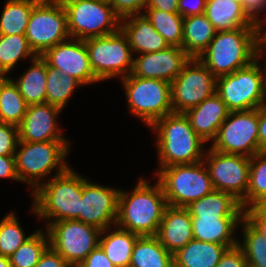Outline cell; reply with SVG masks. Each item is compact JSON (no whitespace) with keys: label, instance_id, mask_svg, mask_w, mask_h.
I'll return each mask as SVG.
<instances>
[{"label":"cell","instance_id":"38","mask_svg":"<svg viewBox=\"0 0 266 267\" xmlns=\"http://www.w3.org/2000/svg\"><path fill=\"white\" fill-rule=\"evenodd\" d=\"M266 197V152L250 158L249 186L245 196V209L257 205Z\"/></svg>","mask_w":266,"mask_h":267},{"label":"cell","instance_id":"1","mask_svg":"<svg viewBox=\"0 0 266 267\" xmlns=\"http://www.w3.org/2000/svg\"><path fill=\"white\" fill-rule=\"evenodd\" d=\"M137 182L132 194L119 192L116 226L139 236H156L168 206L162 186L142 178Z\"/></svg>","mask_w":266,"mask_h":267},{"label":"cell","instance_id":"47","mask_svg":"<svg viewBox=\"0 0 266 267\" xmlns=\"http://www.w3.org/2000/svg\"><path fill=\"white\" fill-rule=\"evenodd\" d=\"M69 263L49 246L34 267H68Z\"/></svg>","mask_w":266,"mask_h":267},{"label":"cell","instance_id":"31","mask_svg":"<svg viewBox=\"0 0 266 267\" xmlns=\"http://www.w3.org/2000/svg\"><path fill=\"white\" fill-rule=\"evenodd\" d=\"M40 0H8L0 18V35L25 34L32 8Z\"/></svg>","mask_w":266,"mask_h":267},{"label":"cell","instance_id":"4","mask_svg":"<svg viewBox=\"0 0 266 267\" xmlns=\"http://www.w3.org/2000/svg\"><path fill=\"white\" fill-rule=\"evenodd\" d=\"M52 178L33 191V212L39 218L51 219L49 222L75 220L80 215L82 185L86 178L70 167Z\"/></svg>","mask_w":266,"mask_h":267},{"label":"cell","instance_id":"19","mask_svg":"<svg viewBox=\"0 0 266 267\" xmlns=\"http://www.w3.org/2000/svg\"><path fill=\"white\" fill-rule=\"evenodd\" d=\"M61 110L49 103L28 105L23 120L18 126L19 141H66L56 122Z\"/></svg>","mask_w":266,"mask_h":267},{"label":"cell","instance_id":"40","mask_svg":"<svg viewBox=\"0 0 266 267\" xmlns=\"http://www.w3.org/2000/svg\"><path fill=\"white\" fill-rule=\"evenodd\" d=\"M18 141V126L0 122V155L15 156Z\"/></svg>","mask_w":266,"mask_h":267},{"label":"cell","instance_id":"15","mask_svg":"<svg viewBox=\"0 0 266 267\" xmlns=\"http://www.w3.org/2000/svg\"><path fill=\"white\" fill-rule=\"evenodd\" d=\"M203 162L215 190L224 191L237 199L245 210V196L249 186L250 158L228 154L209 148Z\"/></svg>","mask_w":266,"mask_h":267},{"label":"cell","instance_id":"32","mask_svg":"<svg viewBox=\"0 0 266 267\" xmlns=\"http://www.w3.org/2000/svg\"><path fill=\"white\" fill-rule=\"evenodd\" d=\"M27 106L13 79L6 78L0 87V122L19 126Z\"/></svg>","mask_w":266,"mask_h":267},{"label":"cell","instance_id":"16","mask_svg":"<svg viewBox=\"0 0 266 267\" xmlns=\"http://www.w3.org/2000/svg\"><path fill=\"white\" fill-rule=\"evenodd\" d=\"M120 190L88 182L82 185L80 215L75 219L100 230L116 225Z\"/></svg>","mask_w":266,"mask_h":267},{"label":"cell","instance_id":"33","mask_svg":"<svg viewBox=\"0 0 266 267\" xmlns=\"http://www.w3.org/2000/svg\"><path fill=\"white\" fill-rule=\"evenodd\" d=\"M46 103L63 110L70 99L75 87L82 84L69 74L60 73L46 62Z\"/></svg>","mask_w":266,"mask_h":267},{"label":"cell","instance_id":"3","mask_svg":"<svg viewBox=\"0 0 266 267\" xmlns=\"http://www.w3.org/2000/svg\"><path fill=\"white\" fill-rule=\"evenodd\" d=\"M157 132L159 168L203 161L205 143L193 130L184 113H171L152 126Z\"/></svg>","mask_w":266,"mask_h":267},{"label":"cell","instance_id":"23","mask_svg":"<svg viewBox=\"0 0 266 267\" xmlns=\"http://www.w3.org/2000/svg\"><path fill=\"white\" fill-rule=\"evenodd\" d=\"M243 217H191L193 239L234 247V232ZM233 235V236H232Z\"/></svg>","mask_w":266,"mask_h":267},{"label":"cell","instance_id":"28","mask_svg":"<svg viewBox=\"0 0 266 267\" xmlns=\"http://www.w3.org/2000/svg\"><path fill=\"white\" fill-rule=\"evenodd\" d=\"M109 229L101 231L99 246L116 267H129L133 247L139 235L119 227L104 235Z\"/></svg>","mask_w":266,"mask_h":267},{"label":"cell","instance_id":"9","mask_svg":"<svg viewBox=\"0 0 266 267\" xmlns=\"http://www.w3.org/2000/svg\"><path fill=\"white\" fill-rule=\"evenodd\" d=\"M128 108L148 127L173 113L171 83L160 79L128 76L122 78Z\"/></svg>","mask_w":266,"mask_h":267},{"label":"cell","instance_id":"48","mask_svg":"<svg viewBox=\"0 0 266 267\" xmlns=\"http://www.w3.org/2000/svg\"><path fill=\"white\" fill-rule=\"evenodd\" d=\"M0 178H11L19 181L16 173L15 156L0 155Z\"/></svg>","mask_w":266,"mask_h":267},{"label":"cell","instance_id":"43","mask_svg":"<svg viewBox=\"0 0 266 267\" xmlns=\"http://www.w3.org/2000/svg\"><path fill=\"white\" fill-rule=\"evenodd\" d=\"M247 265L242 249L236 245L225 251L216 267H247Z\"/></svg>","mask_w":266,"mask_h":267},{"label":"cell","instance_id":"22","mask_svg":"<svg viewBox=\"0 0 266 267\" xmlns=\"http://www.w3.org/2000/svg\"><path fill=\"white\" fill-rule=\"evenodd\" d=\"M120 28L126 34L132 52L134 51L139 54L151 53L169 47L165 38L155 30L142 11L139 15H132L121 19Z\"/></svg>","mask_w":266,"mask_h":267},{"label":"cell","instance_id":"51","mask_svg":"<svg viewBox=\"0 0 266 267\" xmlns=\"http://www.w3.org/2000/svg\"><path fill=\"white\" fill-rule=\"evenodd\" d=\"M259 48H260V56H261L263 52L266 51L264 50L266 49V32L262 31V29H260L259 31Z\"/></svg>","mask_w":266,"mask_h":267},{"label":"cell","instance_id":"44","mask_svg":"<svg viewBox=\"0 0 266 267\" xmlns=\"http://www.w3.org/2000/svg\"><path fill=\"white\" fill-rule=\"evenodd\" d=\"M242 8L248 20L259 29H262L265 22H262L257 15L266 9V0H243Z\"/></svg>","mask_w":266,"mask_h":267},{"label":"cell","instance_id":"36","mask_svg":"<svg viewBox=\"0 0 266 267\" xmlns=\"http://www.w3.org/2000/svg\"><path fill=\"white\" fill-rule=\"evenodd\" d=\"M50 246L48 232L35 231L32 235L9 257L11 267H34L42 254Z\"/></svg>","mask_w":266,"mask_h":267},{"label":"cell","instance_id":"6","mask_svg":"<svg viewBox=\"0 0 266 267\" xmlns=\"http://www.w3.org/2000/svg\"><path fill=\"white\" fill-rule=\"evenodd\" d=\"M260 57L246 67L216 78V93L230 112L256 109L266 103V68L262 71Z\"/></svg>","mask_w":266,"mask_h":267},{"label":"cell","instance_id":"53","mask_svg":"<svg viewBox=\"0 0 266 267\" xmlns=\"http://www.w3.org/2000/svg\"><path fill=\"white\" fill-rule=\"evenodd\" d=\"M258 205L266 211V197L258 203Z\"/></svg>","mask_w":266,"mask_h":267},{"label":"cell","instance_id":"46","mask_svg":"<svg viewBox=\"0 0 266 267\" xmlns=\"http://www.w3.org/2000/svg\"><path fill=\"white\" fill-rule=\"evenodd\" d=\"M206 1L207 0H179L178 14L183 18L203 14Z\"/></svg>","mask_w":266,"mask_h":267},{"label":"cell","instance_id":"20","mask_svg":"<svg viewBox=\"0 0 266 267\" xmlns=\"http://www.w3.org/2000/svg\"><path fill=\"white\" fill-rule=\"evenodd\" d=\"M173 255L193 239L191 215L187 208L167 206L156 234Z\"/></svg>","mask_w":266,"mask_h":267},{"label":"cell","instance_id":"8","mask_svg":"<svg viewBox=\"0 0 266 267\" xmlns=\"http://www.w3.org/2000/svg\"><path fill=\"white\" fill-rule=\"evenodd\" d=\"M66 13L70 37L86 40L117 32L121 19L109 0H61Z\"/></svg>","mask_w":266,"mask_h":267},{"label":"cell","instance_id":"10","mask_svg":"<svg viewBox=\"0 0 266 267\" xmlns=\"http://www.w3.org/2000/svg\"><path fill=\"white\" fill-rule=\"evenodd\" d=\"M91 68L101 81L131 74L134 57L126 34L121 28L103 37L84 40Z\"/></svg>","mask_w":266,"mask_h":267},{"label":"cell","instance_id":"21","mask_svg":"<svg viewBox=\"0 0 266 267\" xmlns=\"http://www.w3.org/2000/svg\"><path fill=\"white\" fill-rule=\"evenodd\" d=\"M229 112L226 104L215 92L184 114L188 117L195 133L206 143L215 139Z\"/></svg>","mask_w":266,"mask_h":267},{"label":"cell","instance_id":"2","mask_svg":"<svg viewBox=\"0 0 266 267\" xmlns=\"http://www.w3.org/2000/svg\"><path fill=\"white\" fill-rule=\"evenodd\" d=\"M258 27L218 31L198 59L216 78L246 67L260 56Z\"/></svg>","mask_w":266,"mask_h":267},{"label":"cell","instance_id":"5","mask_svg":"<svg viewBox=\"0 0 266 267\" xmlns=\"http://www.w3.org/2000/svg\"><path fill=\"white\" fill-rule=\"evenodd\" d=\"M69 146L68 141H18L16 150L19 151H15V165L19 181L26 182L36 191L41 178L48 176L55 168L58 169L56 175L65 172L69 168L64 161Z\"/></svg>","mask_w":266,"mask_h":267},{"label":"cell","instance_id":"27","mask_svg":"<svg viewBox=\"0 0 266 267\" xmlns=\"http://www.w3.org/2000/svg\"><path fill=\"white\" fill-rule=\"evenodd\" d=\"M216 30L207 16H189L183 21L182 48L191 58H198L215 37Z\"/></svg>","mask_w":266,"mask_h":267},{"label":"cell","instance_id":"17","mask_svg":"<svg viewBox=\"0 0 266 267\" xmlns=\"http://www.w3.org/2000/svg\"><path fill=\"white\" fill-rule=\"evenodd\" d=\"M41 57L49 66L73 76L82 85L100 81L91 68L84 40L71 37L69 41H62L49 48Z\"/></svg>","mask_w":266,"mask_h":267},{"label":"cell","instance_id":"7","mask_svg":"<svg viewBox=\"0 0 266 267\" xmlns=\"http://www.w3.org/2000/svg\"><path fill=\"white\" fill-rule=\"evenodd\" d=\"M156 174L169 206L186 208L215 190L203 161L168 166Z\"/></svg>","mask_w":266,"mask_h":267},{"label":"cell","instance_id":"18","mask_svg":"<svg viewBox=\"0 0 266 267\" xmlns=\"http://www.w3.org/2000/svg\"><path fill=\"white\" fill-rule=\"evenodd\" d=\"M190 58L182 47L175 46L158 52L142 53L134 58L131 75L171 83Z\"/></svg>","mask_w":266,"mask_h":267},{"label":"cell","instance_id":"26","mask_svg":"<svg viewBox=\"0 0 266 267\" xmlns=\"http://www.w3.org/2000/svg\"><path fill=\"white\" fill-rule=\"evenodd\" d=\"M204 14L217 32L257 27L248 20L242 5L232 0H207Z\"/></svg>","mask_w":266,"mask_h":267},{"label":"cell","instance_id":"41","mask_svg":"<svg viewBox=\"0 0 266 267\" xmlns=\"http://www.w3.org/2000/svg\"><path fill=\"white\" fill-rule=\"evenodd\" d=\"M114 13L124 19L132 15H139L146 7V0H109Z\"/></svg>","mask_w":266,"mask_h":267},{"label":"cell","instance_id":"34","mask_svg":"<svg viewBox=\"0 0 266 267\" xmlns=\"http://www.w3.org/2000/svg\"><path fill=\"white\" fill-rule=\"evenodd\" d=\"M155 30L169 46L182 47L184 18L178 13H167L154 8H145L143 13Z\"/></svg>","mask_w":266,"mask_h":267},{"label":"cell","instance_id":"25","mask_svg":"<svg viewBox=\"0 0 266 267\" xmlns=\"http://www.w3.org/2000/svg\"><path fill=\"white\" fill-rule=\"evenodd\" d=\"M191 217H244V209L231 194L214 190L186 207Z\"/></svg>","mask_w":266,"mask_h":267},{"label":"cell","instance_id":"54","mask_svg":"<svg viewBox=\"0 0 266 267\" xmlns=\"http://www.w3.org/2000/svg\"><path fill=\"white\" fill-rule=\"evenodd\" d=\"M7 78L6 75L0 74V87H1V83Z\"/></svg>","mask_w":266,"mask_h":267},{"label":"cell","instance_id":"45","mask_svg":"<svg viewBox=\"0 0 266 267\" xmlns=\"http://www.w3.org/2000/svg\"><path fill=\"white\" fill-rule=\"evenodd\" d=\"M80 264L82 267H116L99 245Z\"/></svg>","mask_w":266,"mask_h":267},{"label":"cell","instance_id":"50","mask_svg":"<svg viewBox=\"0 0 266 267\" xmlns=\"http://www.w3.org/2000/svg\"><path fill=\"white\" fill-rule=\"evenodd\" d=\"M179 0H146L145 8H154L167 13H178Z\"/></svg>","mask_w":266,"mask_h":267},{"label":"cell","instance_id":"12","mask_svg":"<svg viewBox=\"0 0 266 267\" xmlns=\"http://www.w3.org/2000/svg\"><path fill=\"white\" fill-rule=\"evenodd\" d=\"M210 148L249 158L261 153L258 140V108L229 112Z\"/></svg>","mask_w":266,"mask_h":267},{"label":"cell","instance_id":"13","mask_svg":"<svg viewBox=\"0 0 266 267\" xmlns=\"http://www.w3.org/2000/svg\"><path fill=\"white\" fill-rule=\"evenodd\" d=\"M50 246L69 264H80L99 245V228L78 220L48 222Z\"/></svg>","mask_w":266,"mask_h":267},{"label":"cell","instance_id":"49","mask_svg":"<svg viewBox=\"0 0 266 267\" xmlns=\"http://www.w3.org/2000/svg\"><path fill=\"white\" fill-rule=\"evenodd\" d=\"M259 149L266 152V103L258 108Z\"/></svg>","mask_w":266,"mask_h":267},{"label":"cell","instance_id":"14","mask_svg":"<svg viewBox=\"0 0 266 267\" xmlns=\"http://www.w3.org/2000/svg\"><path fill=\"white\" fill-rule=\"evenodd\" d=\"M215 92V75L198 58H190L171 82L173 112L185 113Z\"/></svg>","mask_w":266,"mask_h":267},{"label":"cell","instance_id":"24","mask_svg":"<svg viewBox=\"0 0 266 267\" xmlns=\"http://www.w3.org/2000/svg\"><path fill=\"white\" fill-rule=\"evenodd\" d=\"M228 248L227 245L192 239L173 254V264L177 267H216Z\"/></svg>","mask_w":266,"mask_h":267},{"label":"cell","instance_id":"30","mask_svg":"<svg viewBox=\"0 0 266 267\" xmlns=\"http://www.w3.org/2000/svg\"><path fill=\"white\" fill-rule=\"evenodd\" d=\"M173 255L156 236H139L134 244L129 267H171Z\"/></svg>","mask_w":266,"mask_h":267},{"label":"cell","instance_id":"35","mask_svg":"<svg viewBox=\"0 0 266 267\" xmlns=\"http://www.w3.org/2000/svg\"><path fill=\"white\" fill-rule=\"evenodd\" d=\"M27 56L37 57L25 34L0 35V74L6 75L20 58Z\"/></svg>","mask_w":266,"mask_h":267},{"label":"cell","instance_id":"42","mask_svg":"<svg viewBox=\"0 0 266 267\" xmlns=\"http://www.w3.org/2000/svg\"><path fill=\"white\" fill-rule=\"evenodd\" d=\"M244 218L266 239V211L258 204L244 210Z\"/></svg>","mask_w":266,"mask_h":267},{"label":"cell","instance_id":"37","mask_svg":"<svg viewBox=\"0 0 266 267\" xmlns=\"http://www.w3.org/2000/svg\"><path fill=\"white\" fill-rule=\"evenodd\" d=\"M241 225L244 241H238V246L242 249L248 265L266 267V239L244 217Z\"/></svg>","mask_w":266,"mask_h":267},{"label":"cell","instance_id":"52","mask_svg":"<svg viewBox=\"0 0 266 267\" xmlns=\"http://www.w3.org/2000/svg\"><path fill=\"white\" fill-rule=\"evenodd\" d=\"M0 267H11L9 257L0 255Z\"/></svg>","mask_w":266,"mask_h":267},{"label":"cell","instance_id":"29","mask_svg":"<svg viewBox=\"0 0 266 267\" xmlns=\"http://www.w3.org/2000/svg\"><path fill=\"white\" fill-rule=\"evenodd\" d=\"M31 61L32 66L27 72L13 82L27 105L46 103V61L41 56L31 58Z\"/></svg>","mask_w":266,"mask_h":267},{"label":"cell","instance_id":"55","mask_svg":"<svg viewBox=\"0 0 266 267\" xmlns=\"http://www.w3.org/2000/svg\"><path fill=\"white\" fill-rule=\"evenodd\" d=\"M68 267H82L81 264H69Z\"/></svg>","mask_w":266,"mask_h":267},{"label":"cell","instance_id":"39","mask_svg":"<svg viewBox=\"0 0 266 267\" xmlns=\"http://www.w3.org/2000/svg\"><path fill=\"white\" fill-rule=\"evenodd\" d=\"M17 219L11 212L0 222V255L2 256L10 257L32 235L28 237L24 235Z\"/></svg>","mask_w":266,"mask_h":267},{"label":"cell","instance_id":"11","mask_svg":"<svg viewBox=\"0 0 266 267\" xmlns=\"http://www.w3.org/2000/svg\"><path fill=\"white\" fill-rule=\"evenodd\" d=\"M25 36L37 56L71 38L61 0H40L32 8Z\"/></svg>","mask_w":266,"mask_h":267},{"label":"cell","instance_id":"56","mask_svg":"<svg viewBox=\"0 0 266 267\" xmlns=\"http://www.w3.org/2000/svg\"><path fill=\"white\" fill-rule=\"evenodd\" d=\"M232 1H234V2H238V3H240L241 5H242V3H243V0H232Z\"/></svg>","mask_w":266,"mask_h":267}]
</instances>
